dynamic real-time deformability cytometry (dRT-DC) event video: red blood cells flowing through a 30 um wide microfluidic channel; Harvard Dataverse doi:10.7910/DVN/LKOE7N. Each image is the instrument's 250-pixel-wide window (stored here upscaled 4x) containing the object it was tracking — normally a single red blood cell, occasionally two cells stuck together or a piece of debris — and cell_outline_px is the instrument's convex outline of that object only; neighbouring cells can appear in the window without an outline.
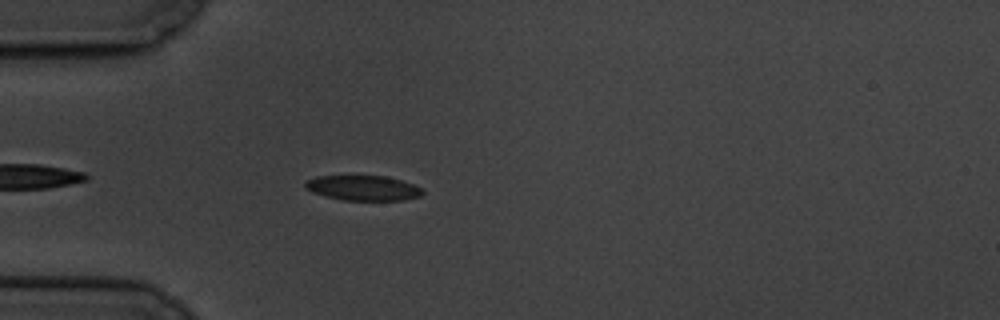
{"species": "common noctule bat (a hibernating species)", "species_latin": "Nyctalus noctula", "temperature_condition": "cold", "stored_images_in_passage": 5, "camera_frame_rate_fps": 3000, "um_per_image_px": 0.085, "animal": {"sex": "male", "body_mass_g": 19.5, "forearm_length_mm": 54.6}, "frame": {"image": 1, "passage_image": 5, "time_ms": 5.333, "image_size_px": [1000, 320], "cell_outline_px": [[424, 192], [420, 196], [404, 200], [344, 200], [324, 196], [312, 192], [304, 188], [304, 184], [308, 180], [316, 176], [388, 176], [424, 188]], "centroid_in_image_um": [30.87, 15.98], "position_along_channel_um": 54.1, "area_um2": 17.17}}